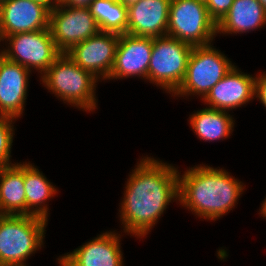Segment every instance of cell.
<instances>
[{"label":"cell","mask_w":266,"mask_h":266,"mask_svg":"<svg viewBox=\"0 0 266 266\" xmlns=\"http://www.w3.org/2000/svg\"><path fill=\"white\" fill-rule=\"evenodd\" d=\"M167 36L193 47L211 44L217 36V24L204 0H171Z\"/></svg>","instance_id":"52a82bcc"},{"label":"cell","mask_w":266,"mask_h":266,"mask_svg":"<svg viewBox=\"0 0 266 266\" xmlns=\"http://www.w3.org/2000/svg\"><path fill=\"white\" fill-rule=\"evenodd\" d=\"M256 76L233 68L202 99L208 108L232 111L255 98Z\"/></svg>","instance_id":"4fadbf2b"},{"label":"cell","mask_w":266,"mask_h":266,"mask_svg":"<svg viewBox=\"0 0 266 266\" xmlns=\"http://www.w3.org/2000/svg\"><path fill=\"white\" fill-rule=\"evenodd\" d=\"M259 210H260V212L258 214H261V216L264 217V219H265L266 218V197H265L264 201L262 202Z\"/></svg>","instance_id":"4316f807"},{"label":"cell","mask_w":266,"mask_h":266,"mask_svg":"<svg viewBox=\"0 0 266 266\" xmlns=\"http://www.w3.org/2000/svg\"><path fill=\"white\" fill-rule=\"evenodd\" d=\"M153 37L120 34L114 64L107 80L139 77L148 81Z\"/></svg>","instance_id":"7c38bea8"},{"label":"cell","mask_w":266,"mask_h":266,"mask_svg":"<svg viewBox=\"0 0 266 266\" xmlns=\"http://www.w3.org/2000/svg\"><path fill=\"white\" fill-rule=\"evenodd\" d=\"M43 86L67 105L93 112L97 109L99 80L82 69L66 53H61L40 77ZM97 83V84H96Z\"/></svg>","instance_id":"3957f363"},{"label":"cell","mask_w":266,"mask_h":266,"mask_svg":"<svg viewBox=\"0 0 266 266\" xmlns=\"http://www.w3.org/2000/svg\"><path fill=\"white\" fill-rule=\"evenodd\" d=\"M94 0H59V4L66 7L89 8Z\"/></svg>","instance_id":"d4e9b609"},{"label":"cell","mask_w":266,"mask_h":266,"mask_svg":"<svg viewBox=\"0 0 266 266\" xmlns=\"http://www.w3.org/2000/svg\"><path fill=\"white\" fill-rule=\"evenodd\" d=\"M234 66L213 43L194 46L188 59L185 78L171 96L188 97L198 95L202 100Z\"/></svg>","instance_id":"8992f818"},{"label":"cell","mask_w":266,"mask_h":266,"mask_svg":"<svg viewBox=\"0 0 266 266\" xmlns=\"http://www.w3.org/2000/svg\"><path fill=\"white\" fill-rule=\"evenodd\" d=\"M24 185L26 215L41 217L48 221L50 213L47 200L58 193V188H55L56 186L30 161L24 162Z\"/></svg>","instance_id":"d6986e66"},{"label":"cell","mask_w":266,"mask_h":266,"mask_svg":"<svg viewBox=\"0 0 266 266\" xmlns=\"http://www.w3.org/2000/svg\"><path fill=\"white\" fill-rule=\"evenodd\" d=\"M117 1L128 7L129 5L135 3L139 0H117Z\"/></svg>","instance_id":"83f0119b"},{"label":"cell","mask_w":266,"mask_h":266,"mask_svg":"<svg viewBox=\"0 0 266 266\" xmlns=\"http://www.w3.org/2000/svg\"><path fill=\"white\" fill-rule=\"evenodd\" d=\"M234 0H204L210 18L218 24L227 14Z\"/></svg>","instance_id":"603a6c76"},{"label":"cell","mask_w":266,"mask_h":266,"mask_svg":"<svg viewBox=\"0 0 266 266\" xmlns=\"http://www.w3.org/2000/svg\"><path fill=\"white\" fill-rule=\"evenodd\" d=\"M193 46L170 37H154L148 66L150 83L174 94L182 84Z\"/></svg>","instance_id":"5b68a950"},{"label":"cell","mask_w":266,"mask_h":266,"mask_svg":"<svg viewBox=\"0 0 266 266\" xmlns=\"http://www.w3.org/2000/svg\"><path fill=\"white\" fill-rule=\"evenodd\" d=\"M0 214L26 215L24 162L0 168Z\"/></svg>","instance_id":"ac0fdd59"},{"label":"cell","mask_w":266,"mask_h":266,"mask_svg":"<svg viewBox=\"0 0 266 266\" xmlns=\"http://www.w3.org/2000/svg\"><path fill=\"white\" fill-rule=\"evenodd\" d=\"M50 11L31 0H7L0 5V36L49 29Z\"/></svg>","instance_id":"5bb4252c"},{"label":"cell","mask_w":266,"mask_h":266,"mask_svg":"<svg viewBox=\"0 0 266 266\" xmlns=\"http://www.w3.org/2000/svg\"><path fill=\"white\" fill-rule=\"evenodd\" d=\"M31 73L0 55V116L18 119L23 115Z\"/></svg>","instance_id":"9a60e30c"},{"label":"cell","mask_w":266,"mask_h":266,"mask_svg":"<svg viewBox=\"0 0 266 266\" xmlns=\"http://www.w3.org/2000/svg\"><path fill=\"white\" fill-rule=\"evenodd\" d=\"M229 111L203 108L189 117L191 129L197 138L205 141L225 140L233 133L235 120Z\"/></svg>","instance_id":"ffe728a7"},{"label":"cell","mask_w":266,"mask_h":266,"mask_svg":"<svg viewBox=\"0 0 266 266\" xmlns=\"http://www.w3.org/2000/svg\"><path fill=\"white\" fill-rule=\"evenodd\" d=\"M2 41V39H1V36H0V42ZM0 55H2V51H0Z\"/></svg>","instance_id":"4dcf8cb0"},{"label":"cell","mask_w":266,"mask_h":266,"mask_svg":"<svg viewBox=\"0 0 266 266\" xmlns=\"http://www.w3.org/2000/svg\"><path fill=\"white\" fill-rule=\"evenodd\" d=\"M121 235L106 231L57 258L60 266H124Z\"/></svg>","instance_id":"8fae6325"},{"label":"cell","mask_w":266,"mask_h":266,"mask_svg":"<svg viewBox=\"0 0 266 266\" xmlns=\"http://www.w3.org/2000/svg\"><path fill=\"white\" fill-rule=\"evenodd\" d=\"M101 32L127 33L128 7L117 0H94L89 6Z\"/></svg>","instance_id":"44dd1931"},{"label":"cell","mask_w":266,"mask_h":266,"mask_svg":"<svg viewBox=\"0 0 266 266\" xmlns=\"http://www.w3.org/2000/svg\"><path fill=\"white\" fill-rule=\"evenodd\" d=\"M266 25V11L257 0H234L217 24V34H242Z\"/></svg>","instance_id":"e0dca14e"},{"label":"cell","mask_w":266,"mask_h":266,"mask_svg":"<svg viewBox=\"0 0 266 266\" xmlns=\"http://www.w3.org/2000/svg\"><path fill=\"white\" fill-rule=\"evenodd\" d=\"M45 6L49 11L53 10L58 4L59 0H31Z\"/></svg>","instance_id":"484cf974"},{"label":"cell","mask_w":266,"mask_h":266,"mask_svg":"<svg viewBox=\"0 0 266 266\" xmlns=\"http://www.w3.org/2000/svg\"><path fill=\"white\" fill-rule=\"evenodd\" d=\"M16 119L0 116V168L15 164L11 162V149L15 135L14 123Z\"/></svg>","instance_id":"7402d4cb"},{"label":"cell","mask_w":266,"mask_h":266,"mask_svg":"<svg viewBox=\"0 0 266 266\" xmlns=\"http://www.w3.org/2000/svg\"><path fill=\"white\" fill-rule=\"evenodd\" d=\"M2 41L7 46L1 49L5 58L26 67L30 72L33 69L38 71L40 77L61 54L49 29L6 36Z\"/></svg>","instance_id":"ba28073f"},{"label":"cell","mask_w":266,"mask_h":266,"mask_svg":"<svg viewBox=\"0 0 266 266\" xmlns=\"http://www.w3.org/2000/svg\"><path fill=\"white\" fill-rule=\"evenodd\" d=\"M49 30L61 53L68 52L74 45L100 32L89 8L66 7L60 4L50 11Z\"/></svg>","instance_id":"9c48e42d"},{"label":"cell","mask_w":266,"mask_h":266,"mask_svg":"<svg viewBox=\"0 0 266 266\" xmlns=\"http://www.w3.org/2000/svg\"><path fill=\"white\" fill-rule=\"evenodd\" d=\"M264 8V10L266 11V0H257Z\"/></svg>","instance_id":"f1b7e54d"},{"label":"cell","mask_w":266,"mask_h":266,"mask_svg":"<svg viewBox=\"0 0 266 266\" xmlns=\"http://www.w3.org/2000/svg\"><path fill=\"white\" fill-rule=\"evenodd\" d=\"M47 222L33 215H1L0 266H28L26 260L44 246Z\"/></svg>","instance_id":"277c9868"},{"label":"cell","mask_w":266,"mask_h":266,"mask_svg":"<svg viewBox=\"0 0 266 266\" xmlns=\"http://www.w3.org/2000/svg\"><path fill=\"white\" fill-rule=\"evenodd\" d=\"M5 1H7V0H0V5H1L2 3H4Z\"/></svg>","instance_id":"f546056e"},{"label":"cell","mask_w":266,"mask_h":266,"mask_svg":"<svg viewBox=\"0 0 266 266\" xmlns=\"http://www.w3.org/2000/svg\"><path fill=\"white\" fill-rule=\"evenodd\" d=\"M118 41L119 34L100 31L74 45L66 54L99 80H107L114 64Z\"/></svg>","instance_id":"30bf717a"},{"label":"cell","mask_w":266,"mask_h":266,"mask_svg":"<svg viewBox=\"0 0 266 266\" xmlns=\"http://www.w3.org/2000/svg\"><path fill=\"white\" fill-rule=\"evenodd\" d=\"M170 3L171 0H139L129 5L127 34L166 36Z\"/></svg>","instance_id":"2e32d148"},{"label":"cell","mask_w":266,"mask_h":266,"mask_svg":"<svg viewBox=\"0 0 266 266\" xmlns=\"http://www.w3.org/2000/svg\"><path fill=\"white\" fill-rule=\"evenodd\" d=\"M132 169L119 208L124 233L144 238L151 232L169 203L178 202V168L149 157Z\"/></svg>","instance_id":"6da1fadb"},{"label":"cell","mask_w":266,"mask_h":266,"mask_svg":"<svg viewBox=\"0 0 266 266\" xmlns=\"http://www.w3.org/2000/svg\"><path fill=\"white\" fill-rule=\"evenodd\" d=\"M256 76L255 82V98L266 108V73L262 72Z\"/></svg>","instance_id":"cb8c5ba5"},{"label":"cell","mask_w":266,"mask_h":266,"mask_svg":"<svg viewBox=\"0 0 266 266\" xmlns=\"http://www.w3.org/2000/svg\"><path fill=\"white\" fill-rule=\"evenodd\" d=\"M245 184L223 168L200 164L178 172L179 203L197 217L216 221L232 210Z\"/></svg>","instance_id":"7a4b0ae2"}]
</instances>
